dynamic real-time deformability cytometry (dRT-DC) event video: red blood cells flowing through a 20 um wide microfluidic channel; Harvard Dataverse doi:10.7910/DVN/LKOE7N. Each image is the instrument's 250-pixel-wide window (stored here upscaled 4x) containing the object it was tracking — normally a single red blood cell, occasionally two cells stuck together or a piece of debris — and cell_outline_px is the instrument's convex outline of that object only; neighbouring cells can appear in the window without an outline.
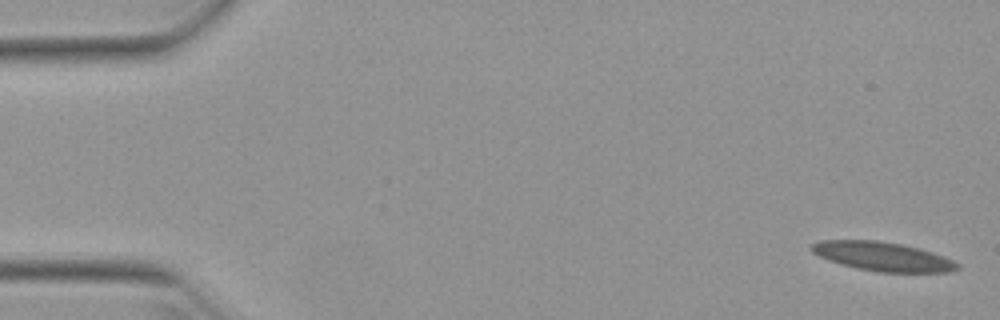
{"species": "Egyptian fruit bat (a non-hibernating species)", "species_latin": "Rousettus aegyptiacus", "temperature_condition": "warm", "stored_images_in_passage": 55, "camera_frame_rate_fps": 3000, "um_per_image_px": 0.085, "animal": {"sex": "female"}, "frame": {"image": 1, "passage_image": 1, "time_ms": 0.0, "image_size_px": [1000, 320], "cell_outline_px": [[960, 268], [952, 272], [880, 272], [856, 268], [840, 264], [828, 260], [812, 252], [812, 244], [820, 240], [876, 240], [900, 244], [920, 248], [944, 256], [960, 264]], "centroid_in_image_um": [75.06, 21.8], "position_along_channel_um": 9.9, "area_um2": 24.62}}
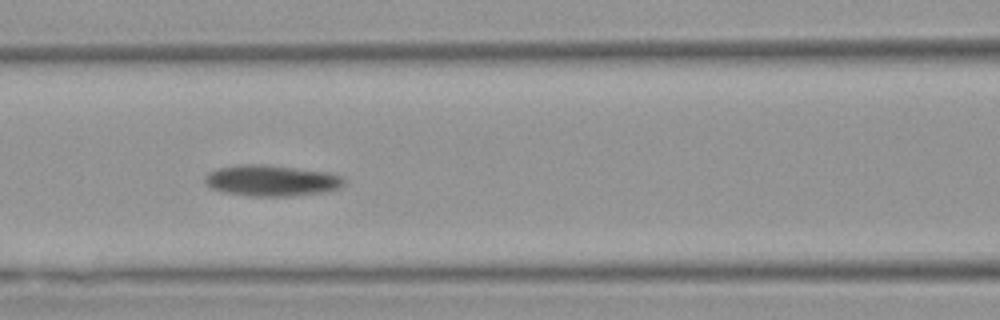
{"frame": {"image": 2, "passage_image": 23, "time_ms": 7.333, "image_size_px": [1000, 320], "cell_outline_px": [[344, 184], [340, 188], [328, 192], [288, 196], [252, 196], [224, 192], [212, 188], [204, 180], [204, 176], [208, 172], [220, 168], [240, 164], [264, 164], [332, 172], [344, 176]], "centroid_in_image_um": [23.15, 15.34], "position_along_channel_um": 143.5, "area_um2": 25.43}}
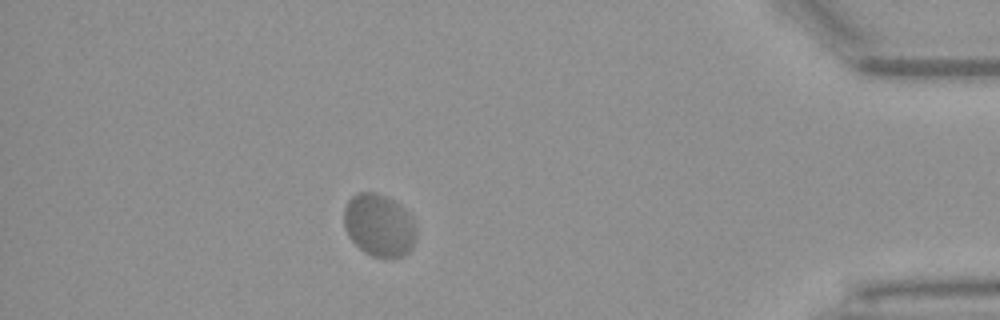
{"frame": {"image": 3, "passage_image": 48, "time_ms": 15.667, "image_size_px": [1000, 320], "cell_outline_px": [[416, 236], [412, 248], [404, 256], [392, 260], [384, 260], [372, 256], [364, 252], [348, 236], [344, 228], [344, 208], [348, 200], [356, 192], [376, 192], [392, 200], [408, 212], [412, 220], [416, 232]], "centroid_in_image_um": [32.21, 19.19], "position_along_channel_um": 403.0, "area_um2": 26.7}}